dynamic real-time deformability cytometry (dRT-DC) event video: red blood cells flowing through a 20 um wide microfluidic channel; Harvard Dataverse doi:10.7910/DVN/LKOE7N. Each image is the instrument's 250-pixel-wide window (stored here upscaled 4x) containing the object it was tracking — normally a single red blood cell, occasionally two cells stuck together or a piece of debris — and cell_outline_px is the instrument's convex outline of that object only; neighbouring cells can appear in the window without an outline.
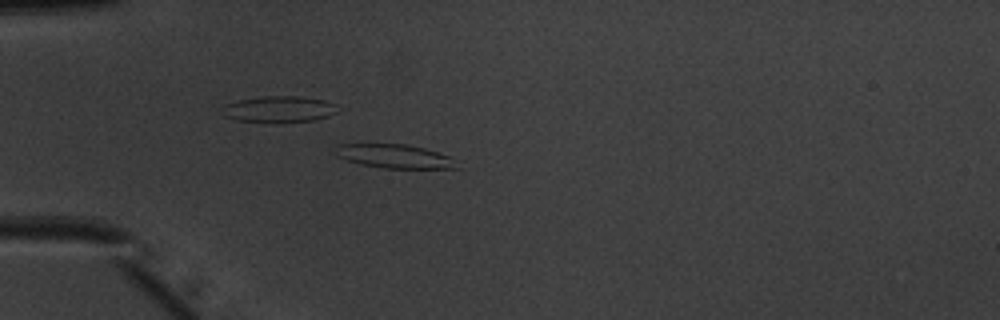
{"species": "common noctule bat (a hibernating species)", "species_latin": "Nyctalus noctula", "temperature_condition": "warm", "stored_images_in_passage": 51, "camera_frame_rate_fps": 3000, "um_per_image_px": 0.085, "animal": {"sex": "male", "body_mass_g": 20.1, "forearm_length_mm": 53.5}, "frame": {"image": 1, "passage_image": 15, "time_ms": 4.667, "image_size_px": [1000, 320], "cell_outline_px": [[460, 168], [384, 168], [360, 164], [336, 156], [332, 148], [336, 144], [408, 144], [424, 148], [448, 156]], "centroid_in_image_um": [33.44, 13.27], "position_along_channel_um": 51.6, "area_um2": 16.76}}
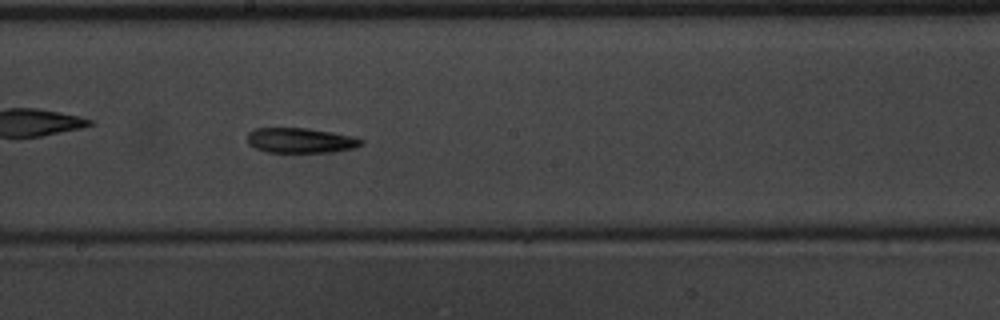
{"frame": {"image": 2, "passage_image": 29, "time_ms": 9.333, "image_size_px": [1000, 320], "cell_outline_px": [[364, 144], [356, 148], [332, 152], [268, 152], [256, 148], [248, 144], [248, 132], [256, 128], [308, 128], [332, 132], [352, 136], [364, 140]], "centroid_in_image_um": [25.58, 11.94], "position_along_channel_um": 222.6, "area_um2": 16.7}}
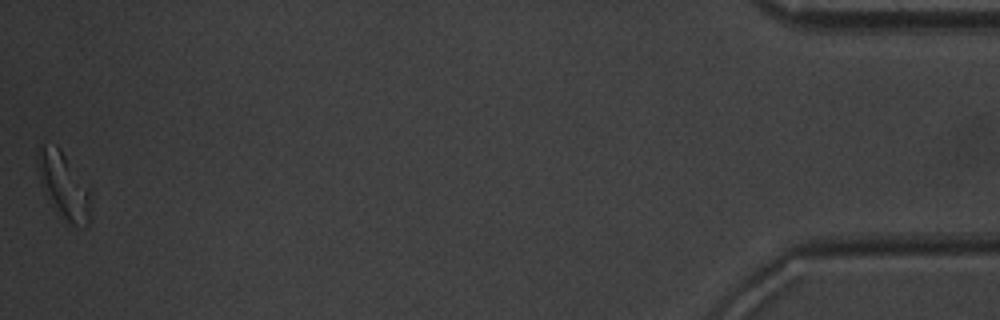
{"frame": {"image": 3, "passage_image": 51, "time_ms": 16.667, "image_size_px": [1000, 320], "cell_outline_px": [[88, 224], [72, 224], [60, 212], [40, 184], [36, 160], [36, 148], [40, 144], [56, 144], [60, 148], [88, 188]], "centroid_in_image_um": [5.32, 15.6], "position_along_channel_um": 429.9, "area_um2": 19.31}, "authors_computed_cell_mechanics": {"area_um2": 17.5712, "velocity_mm_per_s": 3.999, "shape_relaxation_time_tau1_ms": null, "shape_relaxation_time_tau2_ms": 9.7294, "deformation_change_tau1": null, "deformation_change_tau2": 0.2448}}